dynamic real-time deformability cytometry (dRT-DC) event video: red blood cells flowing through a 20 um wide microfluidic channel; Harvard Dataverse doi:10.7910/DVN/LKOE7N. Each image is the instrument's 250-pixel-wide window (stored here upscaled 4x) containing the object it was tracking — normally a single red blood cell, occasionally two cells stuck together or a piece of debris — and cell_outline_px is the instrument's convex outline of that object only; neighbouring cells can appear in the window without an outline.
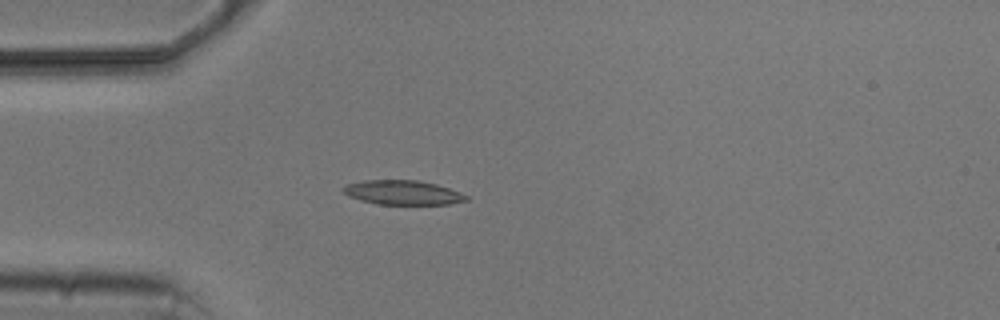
{"species": "common noctule bat (a hibernating species)", "species_latin": "Nyctalus noctula", "temperature_condition": "cold", "stored_images_in_passage": 5, "camera_frame_rate_fps": 3000, "um_per_image_px": 0.085, "animal": {"sex": "male", "body_mass_g": 20.5, "forearm_length_mm": 52.5}, "frame": {"image": 1, "passage_image": 3, "time_ms": 4.0, "image_size_px": [1000, 320], "cell_outline_px": [[468, 200], [448, 204], [376, 204], [360, 200], [348, 196], [340, 188], [348, 184], [364, 180], [416, 180], [436, 184], [460, 192], [468, 196]], "centroid_in_image_um": [34.21, 16.36], "position_along_channel_um": 50.8, "area_um2": 17.4}}
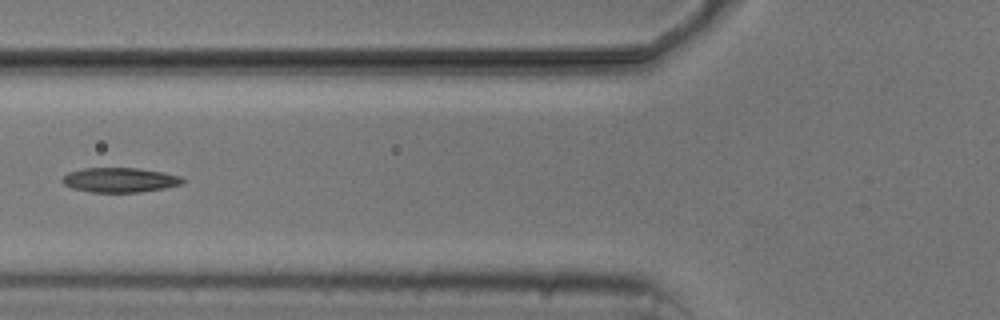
{"frame": {"image": 2, "passage_image": 5, "time_ms": 6.0, "image_size_px": [1000, 320], "cell_outline_px": [[184, 180], [180, 184], [164, 188], [140, 192], [92, 192], [72, 188], [64, 184], [60, 180], [68, 172], [84, 168], [140, 168], [164, 172], [180, 176]], "centroid_in_image_um": [10.16, 15.29], "position_along_channel_um": 115.6, "area_um2": 17.22}}